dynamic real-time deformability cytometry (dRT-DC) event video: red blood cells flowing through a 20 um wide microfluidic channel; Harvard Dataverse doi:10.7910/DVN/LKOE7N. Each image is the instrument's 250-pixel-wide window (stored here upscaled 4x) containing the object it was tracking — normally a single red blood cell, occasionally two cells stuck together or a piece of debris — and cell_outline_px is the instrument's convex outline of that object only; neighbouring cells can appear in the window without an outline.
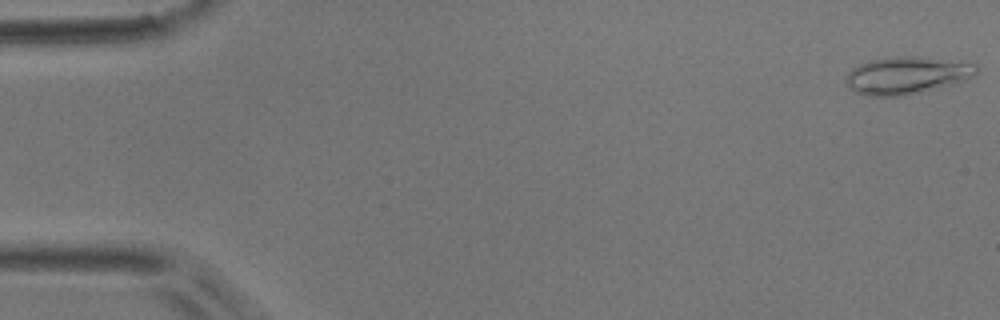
{"species": "common noctule bat (a hibernating species)", "species_latin": "Nyctalus noctula", "temperature_condition": "room temperature", "stored_images_in_passage": 50, "camera_frame_rate_fps": 3000, "um_per_image_px": 0.085, "animal": {"sex": "male", "body_mass_g": 17.9}, "frame": {"image": 1, "passage_image": 1, "time_ms": 0.0, "image_size_px": [1000, 320], "cell_outline_px": [[980, 68], [976, 72], [956, 84], [900, 96], [868, 96], [856, 92], [848, 84], [848, 72], [852, 68], [868, 60], [884, 56], [916, 56], [976, 64]], "centroid_in_image_um": [77.06, 6.39], "position_along_channel_um": 7.9, "area_um2": 28.15}}
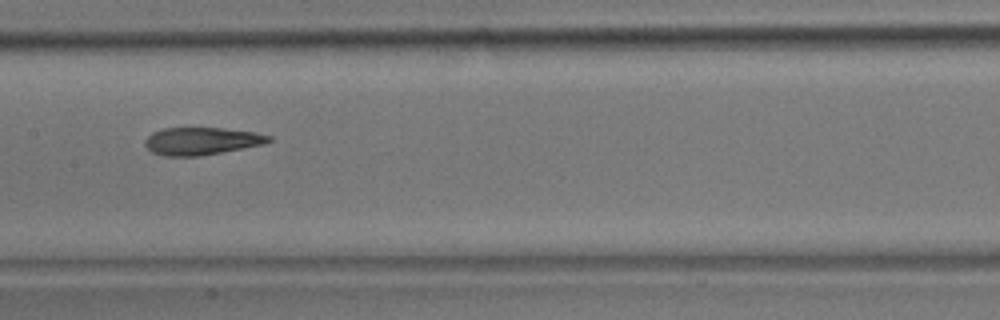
{"frame": {"image": 2, "passage_image": 25, "time_ms": 8.0, "image_size_px": [1000, 320], "cell_outline_px": [[272, 140], [264, 144], [200, 156], [164, 156], [152, 152], [144, 144], [144, 140], [152, 132], [164, 128], [224, 128], [256, 132], [272, 136]], "centroid_in_image_um": [17.14, 11.98], "position_along_channel_um": 190.3, "area_um2": 19.88}}
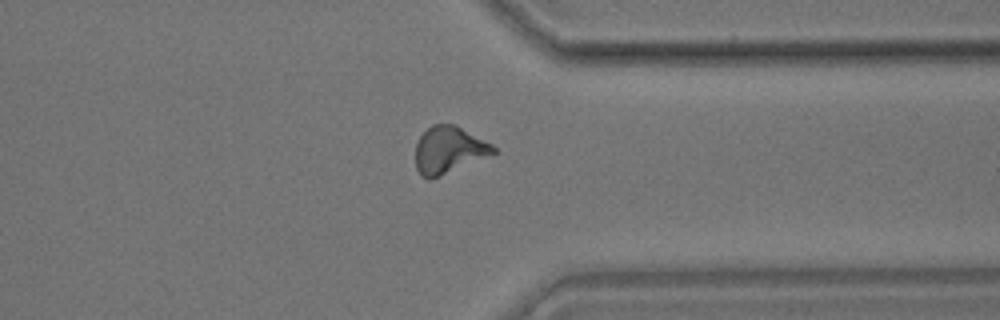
{"frame": {"image": 3, "passage_image": 39, "time_ms": 12.667, "image_size_px": [1000, 320], "cell_outline_px": [[496, 152], [432, 180], [428, 180], [420, 176], [416, 168], [416, 144], [420, 136], [432, 124], [456, 124], [492, 144], [496, 148]], "centroid_in_image_um": [38.12, 12.75], "position_along_channel_um": 373.3, "area_um2": 21.33}, "authors_computed_cell_mechanics": {"area_um2": 20.7791, "velocity_mm_per_s": 3.9886, "shape_relaxation_time_tau1_ms": 10.8817, "shape_relaxation_time_tau2_ms": 2.7953, "deformation_change_tau1": 0.2762, "deformation_change_tau2": 0.0982}}